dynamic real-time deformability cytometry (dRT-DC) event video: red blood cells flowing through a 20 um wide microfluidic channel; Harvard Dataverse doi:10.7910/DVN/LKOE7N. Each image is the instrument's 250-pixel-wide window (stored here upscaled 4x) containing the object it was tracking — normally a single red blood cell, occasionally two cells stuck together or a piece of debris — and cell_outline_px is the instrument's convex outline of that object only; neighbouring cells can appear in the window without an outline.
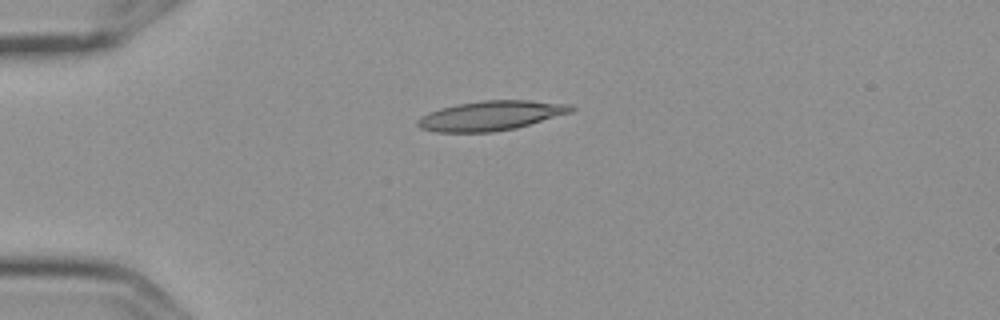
{"species": "Egyptian fruit bat (a non-hibernating species)", "species_latin": "Rousettus aegyptiacus", "temperature_condition": "cold", "stored_images_in_passage": 5, "camera_frame_rate_fps": 3000, "um_per_image_px": 0.085, "frame": {"image": 1, "passage_image": 4, "time_ms": 1.0, "image_size_px": [1000, 320], "cell_outline_px": [[576, 108], [572, 112], [516, 128], [492, 132], [436, 132], [420, 128], [416, 124], [416, 120], [420, 116], [428, 112], [440, 108], [456, 104], [484, 100], [528, 100], [572, 104]], "centroid_in_image_um": [41.71, 9.82], "position_along_channel_um": 43.3, "area_um2": 26.65}}